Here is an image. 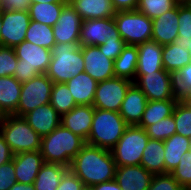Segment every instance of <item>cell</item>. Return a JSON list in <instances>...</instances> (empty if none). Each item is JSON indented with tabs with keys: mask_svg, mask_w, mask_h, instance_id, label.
Instances as JSON below:
<instances>
[{
	"mask_svg": "<svg viewBox=\"0 0 191 190\" xmlns=\"http://www.w3.org/2000/svg\"><path fill=\"white\" fill-rule=\"evenodd\" d=\"M116 163L110 150L85 144L73 158L69 169L86 188L115 179Z\"/></svg>",
	"mask_w": 191,
	"mask_h": 190,
	"instance_id": "1",
	"label": "cell"
},
{
	"mask_svg": "<svg viewBox=\"0 0 191 190\" xmlns=\"http://www.w3.org/2000/svg\"><path fill=\"white\" fill-rule=\"evenodd\" d=\"M85 144L83 138L60 124L50 134L42 137L40 152L44 162L70 167L73 158Z\"/></svg>",
	"mask_w": 191,
	"mask_h": 190,
	"instance_id": "2",
	"label": "cell"
},
{
	"mask_svg": "<svg viewBox=\"0 0 191 190\" xmlns=\"http://www.w3.org/2000/svg\"><path fill=\"white\" fill-rule=\"evenodd\" d=\"M52 59L45 73L53 83H66L85 71V62L80 44L56 43Z\"/></svg>",
	"mask_w": 191,
	"mask_h": 190,
	"instance_id": "3",
	"label": "cell"
},
{
	"mask_svg": "<svg viewBox=\"0 0 191 190\" xmlns=\"http://www.w3.org/2000/svg\"><path fill=\"white\" fill-rule=\"evenodd\" d=\"M127 124L119 112L94 108V116L86 144L111 150L122 137Z\"/></svg>",
	"mask_w": 191,
	"mask_h": 190,
	"instance_id": "4",
	"label": "cell"
},
{
	"mask_svg": "<svg viewBox=\"0 0 191 190\" xmlns=\"http://www.w3.org/2000/svg\"><path fill=\"white\" fill-rule=\"evenodd\" d=\"M0 132L14 154L40 150L42 138L24 117L4 115L0 119Z\"/></svg>",
	"mask_w": 191,
	"mask_h": 190,
	"instance_id": "5",
	"label": "cell"
},
{
	"mask_svg": "<svg viewBox=\"0 0 191 190\" xmlns=\"http://www.w3.org/2000/svg\"><path fill=\"white\" fill-rule=\"evenodd\" d=\"M13 49L18 59L14 73V78L17 81L24 83L47 72L52 59L51 50L26 40Z\"/></svg>",
	"mask_w": 191,
	"mask_h": 190,
	"instance_id": "6",
	"label": "cell"
},
{
	"mask_svg": "<svg viewBox=\"0 0 191 190\" xmlns=\"http://www.w3.org/2000/svg\"><path fill=\"white\" fill-rule=\"evenodd\" d=\"M148 141L145 129L138 125L127 126L122 137L110 150L116 166L140 165Z\"/></svg>",
	"mask_w": 191,
	"mask_h": 190,
	"instance_id": "7",
	"label": "cell"
},
{
	"mask_svg": "<svg viewBox=\"0 0 191 190\" xmlns=\"http://www.w3.org/2000/svg\"><path fill=\"white\" fill-rule=\"evenodd\" d=\"M120 37L126 45L151 41L152 19L136 10L117 11L114 15Z\"/></svg>",
	"mask_w": 191,
	"mask_h": 190,
	"instance_id": "8",
	"label": "cell"
},
{
	"mask_svg": "<svg viewBox=\"0 0 191 190\" xmlns=\"http://www.w3.org/2000/svg\"><path fill=\"white\" fill-rule=\"evenodd\" d=\"M53 82L46 74H39L21 85V95L15 116L23 117L39 106L50 103Z\"/></svg>",
	"mask_w": 191,
	"mask_h": 190,
	"instance_id": "9",
	"label": "cell"
},
{
	"mask_svg": "<svg viewBox=\"0 0 191 190\" xmlns=\"http://www.w3.org/2000/svg\"><path fill=\"white\" fill-rule=\"evenodd\" d=\"M135 83L148 101L180 100L175 90L174 74L162 69L146 75H136Z\"/></svg>",
	"mask_w": 191,
	"mask_h": 190,
	"instance_id": "10",
	"label": "cell"
},
{
	"mask_svg": "<svg viewBox=\"0 0 191 190\" xmlns=\"http://www.w3.org/2000/svg\"><path fill=\"white\" fill-rule=\"evenodd\" d=\"M132 83L131 80L116 76L98 82L93 107L119 112L125 94Z\"/></svg>",
	"mask_w": 191,
	"mask_h": 190,
	"instance_id": "11",
	"label": "cell"
},
{
	"mask_svg": "<svg viewBox=\"0 0 191 190\" xmlns=\"http://www.w3.org/2000/svg\"><path fill=\"white\" fill-rule=\"evenodd\" d=\"M30 21L28 11L3 10L0 32L1 46L14 48L25 41Z\"/></svg>",
	"mask_w": 191,
	"mask_h": 190,
	"instance_id": "12",
	"label": "cell"
},
{
	"mask_svg": "<svg viewBox=\"0 0 191 190\" xmlns=\"http://www.w3.org/2000/svg\"><path fill=\"white\" fill-rule=\"evenodd\" d=\"M80 46H98L106 40L122 39L113 18L86 19L81 24Z\"/></svg>",
	"mask_w": 191,
	"mask_h": 190,
	"instance_id": "13",
	"label": "cell"
},
{
	"mask_svg": "<svg viewBox=\"0 0 191 190\" xmlns=\"http://www.w3.org/2000/svg\"><path fill=\"white\" fill-rule=\"evenodd\" d=\"M83 20L70 3L63 6L61 15L53 27L56 43L80 44V30Z\"/></svg>",
	"mask_w": 191,
	"mask_h": 190,
	"instance_id": "14",
	"label": "cell"
},
{
	"mask_svg": "<svg viewBox=\"0 0 191 190\" xmlns=\"http://www.w3.org/2000/svg\"><path fill=\"white\" fill-rule=\"evenodd\" d=\"M85 71L97 82L108 80L115 76L114 61L107 58L98 46H81Z\"/></svg>",
	"mask_w": 191,
	"mask_h": 190,
	"instance_id": "15",
	"label": "cell"
},
{
	"mask_svg": "<svg viewBox=\"0 0 191 190\" xmlns=\"http://www.w3.org/2000/svg\"><path fill=\"white\" fill-rule=\"evenodd\" d=\"M153 176L141 165L117 166L114 180L121 190H148Z\"/></svg>",
	"mask_w": 191,
	"mask_h": 190,
	"instance_id": "16",
	"label": "cell"
},
{
	"mask_svg": "<svg viewBox=\"0 0 191 190\" xmlns=\"http://www.w3.org/2000/svg\"><path fill=\"white\" fill-rule=\"evenodd\" d=\"M178 4L171 10L152 19L151 40L160 45L174 43L178 38Z\"/></svg>",
	"mask_w": 191,
	"mask_h": 190,
	"instance_id": "17",
	"label": "cell"
},
{
	"mask_svg": "<svg viewBox=\"0 0 191 190\" xmlns=\"http://www.w3.org/2000/svg\"><path fill=\"white\" fill-rule=\"evenodd\" d=\"M147 102L145 94L135 83H132L119 110V114L128 126L139 125Z\"/></svg>",
	"mask_w": 191,
	"mask_h": 190,
	"instance_id": "18",
	"label": "cell"
},
{
	"mask_svg": "<svg viewBox=\"0 0 191 190\" xmlns=\"http://www.w3.org/2000/svg\"><path fill=\"white\" fill-rule=\"evenodd\" d=\"M93 116V105H77L61 116L60 124L86 141L90 134Z\"/></svg>",
	"mask_w": 191,
	"mask_h": 190,
	"instance_id": "19",
	"label": "cell"
},
{
	"mask_svg": "<svg viewBox=\"0 0 191 190\" xmlns=\"http://www.w3.org/2000/svg\"><path fill=\"white\" fill-rule=\"evenodd\" d=\"M18 183L32 184L45 163L40 150L14 154L12 158Z\"/></svg>",
	"mask_w": 191,
	"mask_h": 190,
	"instance_id": "20",
	"label": "cell"
},
{
	"mask_svg": "<svg viewBox=\"0 0 191 190\" xmlns=\"http://www.w3.org/2000/svg\"><path fill=\"white\" fill-rule=\"evenodd\" d=\"M23 117L41 138L55 130L61 121V116L50 103L37 107Z\"/></svg>",
	"mask_w": 191,
	"mask_h": 190,
	"instance_id": "21",
	"label": "cell"
},
{
	"mask_svg": "<svg viewBox=\"0 0 191 190\" xmlns=\"http://www.w3.org/2000/svg\"><path fill=\"white\" fill-rule=\"evenodd\" d=\"M138 64L136 75H146L161 71L163 68V46L155 41H147L137 45Z\"/></svg>",
	"mask_w": 191,
	"mask_h": 190,
	"instance_id": "22",
	"label": "cell"
},
{
	"mask_svg": "<svg viewBox=\"0 0 191 190\" xmlns=\"http://www.w3.org/2000/svg\"><path fill=\"white\" fill-rule=\"evenodd\" d=\"M77 105H93L98 82L86 72L65 83Z\"/></svg>",
	"mask_w": 191,
	"mask_h": 190,
	"instance_id": "23",
	"label": "cell"
},
{
	"mask_svg": "<svg viewBox=\"0 0 191 190\" xmlns=\"http://www.w3.org/2000/svg\"><path fill=\"white\" fill-rule=\"evenodd\" d=\"M70 4L83 21L113 18L116 13L111 0H74Z\"/></svg>",
	"mask_w": 191,
	"mask_h": 190,
	"instance_id": "24",
	"label": "cell"
},
{
	"mask_svg": "<svg viewBox=\"0 0 191 190\" xmlns=\"http://www.w3.org/2000/svg\"><path fill=\"white\" fill-rule=\"evenodd\" d=\"M21 85L13 76L0 77V114L13 115L17 111Z\"/></svg>",
	"mask_w": 191,
	"mask_h": 190,
	"instance_id": "25",
	"label": "cell"
},
{
	"mask_svg": "<svg viewBox=\"0 0 191 190\" xmlns=\"http://www.w3.org/2000/svg\"><path fill=\"white\" fill-rule=\"evenodd\" d=\"M163 142L166 174L171 173L178 166L182 155L191 150V139L183 135L173 134Z\"/></svg>",
	"mask_w": 191,
	"mask_h": 190,
	"instance_id": "26",
	"label": "cell"
},
{
	"mask_svg": "<svg viewBox=\"0 0 191 190\" xmlns=\"http://www.w3.org/2000/svg\"><path fill=\"white\" fill-rule=\"evenodd\" d=\"M164 153V142L149 138L140 165L152 174H165Z\"/></svg>",
	"mask_w": 191,
	"mask_h": 190,
	"instance_id": "27",
	"label": "cell"
},
{
	"mask_svg": "<svg viewBox=\"0 0 191 190\" xmlns=\"http://www.w3.org/2000/svg\"><path fill=\"white\" fill-rule=\"evenodd\" d=\"M68 169L69 167L62 164L45 162L33 182L34 190H56Z\"/></svg>",
	"mask_w": 191,
	"mask_h": 190,
	"instance_id": "28",
	"label": "cell"
},
{
	"mask_svg": "<svg viewBox=\"0 0 191 190\" xmlns=\"http://www.w3.org/2000/svg\"><path fill=\"white\" fill-rule=\"evenodd\" d=\"M138 64L137 45H126L121 54L114 61V73L116 77L135 81Z\"/></svg>",
	"mask_w": 191,
	"mask_h": 190,
	"instance_id": "29",
	"label": "cell"
},
{
	"mask_svg": "<svg viewBox=\"0 0 191 190\" xmlns=\"http://www.w3.org/2000/svg\"><path fill=\"white\" fill-rule=\"evenodd\" d=\"M163 68L172 74L191 63L190 52L175 43L164 45L162 49Z\"/></svg>",
	"mask_w": 191,
	"mask_h": 190,
	"instance_id": "30",
	"label": "cell"
},
{
	"mask_svg": "<svg viewBox=\"0 0 191 190\" xmlns=\"http://www.w3.org/2000/svg\"><path fill=\"white\" fill-rule=\"evenodd\" d=\"M178 101L179 100L148 101L138 126L145 129L147 126L173 115Z\"/></svg>",
	"mask_w": 191,
	"mask_h": 190,
	"instance_id": "31",
	"label": "cell"
},
{
	"mask_svg": "<svg viewBox=\"0 0 191 190\" xmlns=\"http://www.w3.org/2000/svg\"><path fill=\"white\" fill-rule=\"evenodd\" d=\"M65 2L31 3L29 16L31 20L54 27L59 19Z\"/></svg>",
	"mask_w": 191,
	"mask_h": 190,
	"instance_id": "32",
	"label": "cell"
},
{
	"mask_svg": "<svg viewBox=\"0 0 191 190\" xmlns=\"http://www.w3.org/2000/svg\"><path fill=\"white\" fill-rule=\"evenodd\" d=\"M25 40L49 50L56 44L53 27L33 20L29 23Z\"/></svg>",
	"mask_w": 191,
	"mask_h": 190,
	"instance_id": "33",
	"label": "cell"
},
{
	"mask_svg": "<svg viewBox=\"0 0 191 190\" xmlns=\"http://www.w3.org/2000/svg\"><path fill=\"white\" fill-rule=\"evenodd\" d=\"M70 92L65 83H53L50 104L60 116L77 106Z\"/></svg>",
	"mask_w": 191,
	"mask_h": 190,
	"instance_id": "34",
	"label": "cell"
},
{
	"mask_svg": "<svg viewBox=\"0 0 191 190\" xmlns=\"http://www.w3.org/2000/svg\"><path fill=\"white\" fill-rule=\"evenodd\" d=\"M180 0H139L137 10L150 19L173 9Z\"/></svg>",
	"mask_w": 191,
	"mask_h": 190,
	"instance_id": "35",
	"label": "cell"
},
{
	"mask_svg": "<svg viewBox=\"0 0 191 190\" xmlns=\"http://www.w3.org/2000/svg\"><path fill=\"white\" fill-rule=\"evenodd\" d=\"M173 117L176 124V134L191 139V106L180 99L173 111Z\"/></svg>",
	"mask_w": 191,
	"mask_h": 190,
	"instance_id": "36",
	"label": "cell"
},
{
	"mask_svg": "<svg viewBox=\"0 0 191 190\" xmlns=\"http://www.w3.org/2000/svg\"><path fill=\"white\" fill-rule=\"evenodd\" d=\"M150 139L165 141L176 134V124L173 115L166 117L145 128Z\"/></svg>",
	"mask_w": 191,
	"mask_h": 190,
	"instance_id": "37",
	"label": "cell"
},
{
	"mask_svg": "<svg viewBox=\"0 0 191 190\" xmlns=\"http://www.w3.org/2000/svg\"><path fill=\"white\" fill-rule=\"evenodd\" d=\"M178 38L182 41L191 40V1L178 3Z\"/></svg>",
	"mask_w": 191,
	"mask_h": 190,
	"instance_id": "38",
	"label": "cell"
},
{
	"mask_svg": "<svg viewBox=\"0 0 191 190\" xmlns=\"http://www.w3.org/2000/svg\"><path fill=\"white\" fill-rule=\"evenodd\" d=\"M170 174L184 189H191V150L182 155L178 166Z\"/></svg>",
	"mask_w": 191,
	"mask_h": 190,
	"instance_id": "39",
	"label": "cell"
},
{
	"mask_svg": "<svg viewBox=\"0 0 191 190\" xmlns=\"http://www.w3.org/2000/svg\"><path fill=\"white\" fill-rule=\"evenodd\" d=\"M18 64L12 47L0 46V77L13 76Z\"/></svg>",
	"mask_w": 191,
	"mask_h": 190,
	"instance_id": "40",
	"label": "cell"
},
{
	"mask_svg": "<svg viewBox=\"0 0 191 190\" xmlns=\"http://www.w3.org/2000/svg\"><path fill=\"white\" fill-rule=\"evenodd\" d=\"M148 190H185L170 173L154 174Z\"/></svg>",
	"mask_w": 191,
	"mask_h": 190,
	"instance_id": "41",
	"label": "cell"
},
{
	"mask_svg": "<svg viewBox=\"0 0 191 190\" xmlns=\"http://www.w3.org/2000/svg\"><path fill=\"white\" fill-rule=\"evenodd\" d=\"M175 90L181 98L188 90L191 89V63L180 69L175 75Z\"/></svg>",
	"mask_w": 191,
	"mask_h": 190,
	"instance_id": "42",
	"label": "cell"
},
{
	"mask_svg": "<svg viewBox=\"0 0 191 190\" xmlns=\"http://www.w3.org/2000/svg\"><path fill=\"white\" fill-rule=\"evenodd\" d=\"M17 182L15 176L14 162L3 164L0 166V190H9Z\"/></svg>",
	"mask_w": 191,
	"mask_h": 190,
	"instance_id": "43",
	"label": "cell"
},
{
	"mask_svg": "<svg viewBox=\"0 0 191 190\" xmlns=\"http://www.w3.org/2000/svg\"><path fill=\"white\" fill-rule=\"evenodd\" d=\"M125 46L126 43L123 39H108L103 44L98 45L100 51L113 61L121 54Z\"/></svg>",
	"mask_w": 191,
	"mask_h": 190,
	"instance_id": "44",
	"label": "cell"
},
{
	"mask_svg": "<svg viewBox=\"0 0 191 190\" xmlns=\"http://www.w3.org/2000/svg\"><path fill=\"white\" fill-rule=\"evenodd\" d=\"M84 183L68 169L61 178L56 190H85Z\"/></svg>",
	"mask_w": 191,
	"mask_h": 190,
	"instance_id": "45",
	"label": "cell"
},
{
	"mask_svg": "<svg viewBox=\"0 0 191 190\" xmlns=\"http://www.w3.org/2000/svg\"><path fill=\"white\" fill-rule=\"evenodd\" d=\"M3 10L28 11L30 0H3Z\"/></svg>",
	"mask_w": 191,
	"mask_h": 190,
	"instance_id": "46",
	"label": "cell"
},
{
	"mask_svg": "<svg viewBox=\"0 0 191 190\" xmlns=\"http://www.w3.org/2000/svg\"><path fill=\"white\" fill-rule=\"evenodd\" d=\"M14 153L11 151L9 145L5 142L2 133L0 132V166L12 160Z\"/></svg>",
	"mask_w": 191,
	"mask_h": 190,
	"instance_id": "47",
	"label": "cell"
},
{
	"mask_svg": "<svg viewBox=\"0 0 191 190\" xmlns=\"http://www.w3.org/2000/svg\"><path fill=\"white\" fill-rule=\"evenodd\" d=\"M114 10L126 11V10H136L139 0H111Z\"/></svg>",
	"mask_w": 191,
	"mask_h": 190,
	"instance_id": "48",
	"label": "cell"
},
{
	"mask_svg": "<svg viewBox=\"0 0 191 190\" xmlns=\"http://www.w3.org/2000/svg\"><path fill=\"white\" fill-rule=\"evenodd\" d=\"M90 190H121L120 186L115 180L93 185Z\"/></svg>",
	"mask_w": 191,
	"mask_h": 190,
	"instance_id": "49",
	"label": "cell"
},
{
	"mask_svg": "<svg viewBox=\"0 0 191 190\" xmlns=\"http://www.w3.org/2000/svg\"><path fill=\"white\" fill-rule=\"evenodd\" d=\"M9 190H34V185L16 182Z\"/></svg>",
	"mask_w": 191,
	"mask_h": 190,
	"instance_id": "50",
	"label": "cell"
},
{
	"mask_svg": "<svg viewBox=\"0 0 191 190\" xmlns=\"http://www.w3.org/2000/svg\"><path fill=\"white\" fill-rule=\"evenodd\" d=\"M174 43L178 46H182L183 48H186L189 52H190V55H191V40H188V41H182L180 40L179 38H177Z\"/></svg>",
	"mask_w": 191,
	"mask_h": 190,
	"instance_id": "51",
	"label": "cell"
},
{
	"mask_svg": "<svg viewBox=\"0 0 191 190\" xmlns=\"http://www.w3.org/2000/svg\"><path fill=\"white\" fill-rule=\"evenodd\" d=\"M31 3H58L65 2V0H30Z\"/></svg>",
	"mask_w": 191,
	"mask_h": 190,
	"instance_id": "52",
	"label": "cell"
},
{
	"mask_svg": "<svg viewBox=\"0 0 191 190\" xmlns=\"http://www.w3.org/2000/svg\"><path fill=\"white\" fill-rule=\"evenodd\" d=\"M180 99L183 102H191V89L188 90Z\"/></svg>",
	"mask_w": 191,
	"mask_h": 190,
	"instance_id": "53",
	"label": "cell"
},
{
	"mask_svg": "<svg viewBox=\"0 0 191 190\" xmlns=\"http://www.w3.org/2000/svg\"><path fill=\"white\" fill-rule=\"evenodd\" d=\"M3 0H0V13H2L3 12Z\"/></svg>",
	"mask_w": 191,
	"mask_h": 190,
	"instance_id": "54",
	"label": "cell"
},
{
	"mask_svg": "<svg viewBox=\"0 0 191 190\" xmlns=\"http://www.w3.org/2000/svg\"><path fill=\"white\" fill-rule=\"evenodd\" d=\"M1 27H2V13H0V32H1ZM0 46H1V42H0Z\"/></svg>",
	"mask_w": 191,
	"mask_h": 190,
	"instance_id": "55",
	"label": "cell"
},
{
	"mask_svg": "<svg viewBox=\"0 0 191 190\" xmlns=\"http://www.w3.org/2000/svg\"><path fill=\"white\" fill-rule=\"evenodd\" d=\"M74 0H65V3H71Z\"/></svg>",
	"mask_w": 191,
	"mask_h": 190,
	"instance_id": "56",
	"label": "cell"
},
{
	"mask_svg": "<svg viewBox=\"0 0 191 190\" xmlns=\"http://www.w3.org/2000/svg\"><path fill=\"white\" fill-rule=\"evenodd\" d=\"M185 104H188V105H190L191 106V102H184Z\"/></svg>",
	"mask_w": 191,
	"mask_h": 190,
	"instance_id": "57",
	"label": "cell"
}]
</instances>
